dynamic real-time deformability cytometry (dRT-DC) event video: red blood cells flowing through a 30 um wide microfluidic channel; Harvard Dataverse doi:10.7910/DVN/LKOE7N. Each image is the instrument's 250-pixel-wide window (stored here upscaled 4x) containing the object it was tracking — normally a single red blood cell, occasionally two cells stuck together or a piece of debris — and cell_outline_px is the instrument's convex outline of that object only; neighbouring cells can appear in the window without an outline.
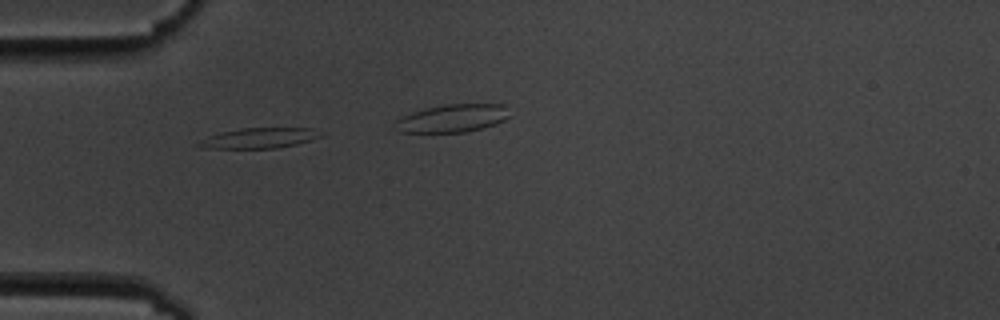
{"species": "common noctule bat (a hibernating species)", "species_latin": "Nyctalus noctula", "temperature_condition": "cold", "stored_images_in_passage": 7, "camera_frame_rate_fps": 3000, "um_per_image_px": 0.085, "animal": {"sex": "male", "body_mass_g": 19.5, "forearm_length_mm": 54.6}, "frame": {"image": 1, "passage_image": 5, "time_ms": 4.667, "image_size_px": [1000, 320], "cell_outline_px": [[328, 132], [324, 136], [312, 140], [296, 144], [276, 148], [200, 148], [196, 144], [220, 132], [240, 128], [312, 128]], "centroid_in_image_um": [22.18, 11.72], "position_along_channel_um": 62.8, "area_um2": 14.51}}
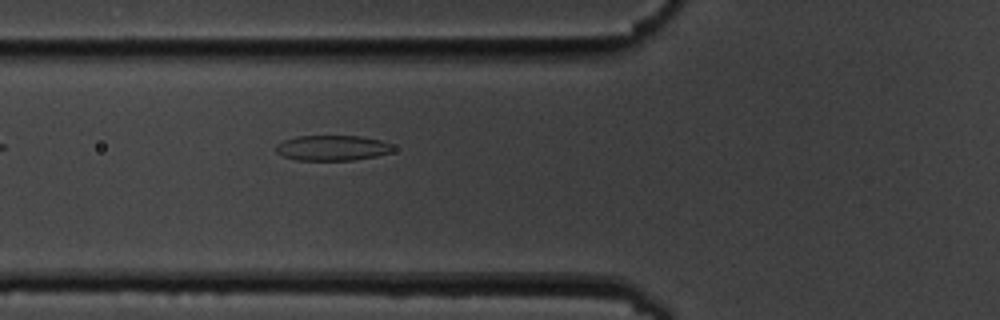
{"frame": {"image": 2, "passage_image": 7, "time_ms": 6.667, "image_size_px": [1000, 320], "cell_outline_px": [[396, 148], [392, 152], [376, 156], [352, 160], [296, 160], [284, 156], [276, 152], [276, 144], [284, 140], [296, 136], [360, 136], [380, 140]], "centroid_in_image_um": [28.23, 12.57], "position_along_channel_um": 97.6, "area_um2": 17.22}}